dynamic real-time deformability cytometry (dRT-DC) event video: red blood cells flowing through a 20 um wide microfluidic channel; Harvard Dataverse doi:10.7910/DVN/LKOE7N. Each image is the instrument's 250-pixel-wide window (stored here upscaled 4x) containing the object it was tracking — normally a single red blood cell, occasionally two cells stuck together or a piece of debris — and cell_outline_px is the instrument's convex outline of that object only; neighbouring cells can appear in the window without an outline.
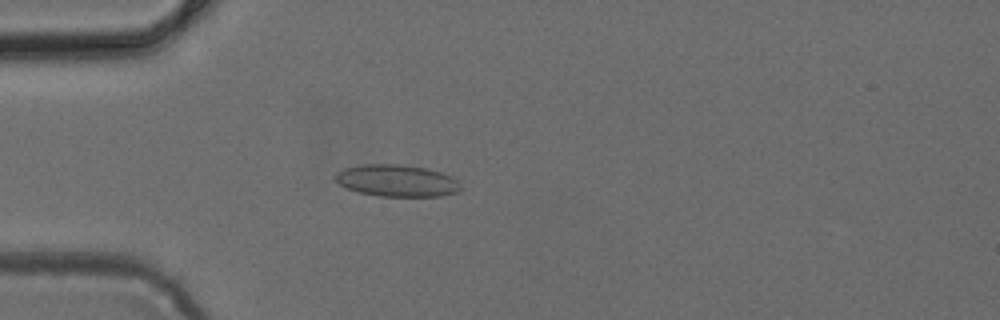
{"species": "common noctule bat (a hibernating species)", "species_latin": "Nyctalus noctula", "temperature_condition": "cold", "stored_images_in_passage": 46, "camera_frame_rate_fps": 3000, "um_per_image_px": 0.085, "animal": {"sex": "female", "body_mass_g": 24.6, "forearm_length_mm": 56.2}, "frame": {"image": 1, "passage_image": 11, "time_ms": 3.333, "image_size_px": [1000, 320], "cell_outline_px": [[460, 188], [456, 192], [440, 196], [380, 196], [360, 192], [348, 188], [340, 184], [332, 176], [336, 172], [344, 168], [360, 164], [400, 164], [424, 168], [440, 172], [452, 176], [460, 184]], "centroid_in_image_um": [33.7, 15.34], "position_along_channel_um": 51.3, "area_um2": 23.18}}
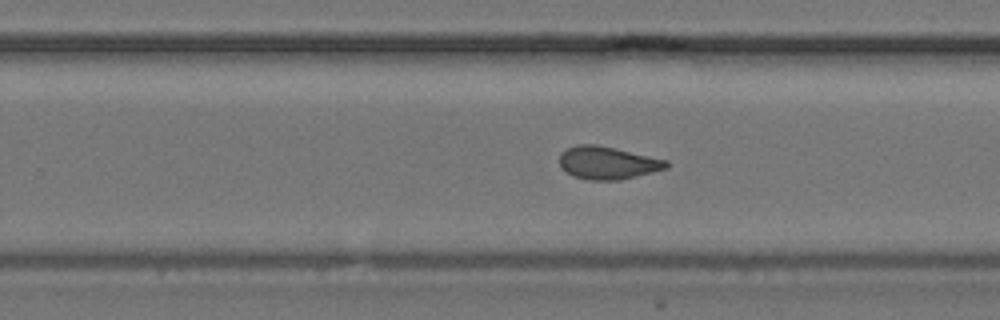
{"frame": {"image": 2, "passage_image": 28, "time_ms": 9.0, "image_size_px": [1000, 320], "cell_outline_px": [[668, 168], [620, 180], [588, 180], [572, 176], [560, 164], [560, 152], [576, 144], [596, 144], [616, 148], [668, 160]], "centroid_in_image_um": [51.65, 13.83], "position_along_channel_um": 278.1, "area_um2": 20.4}}
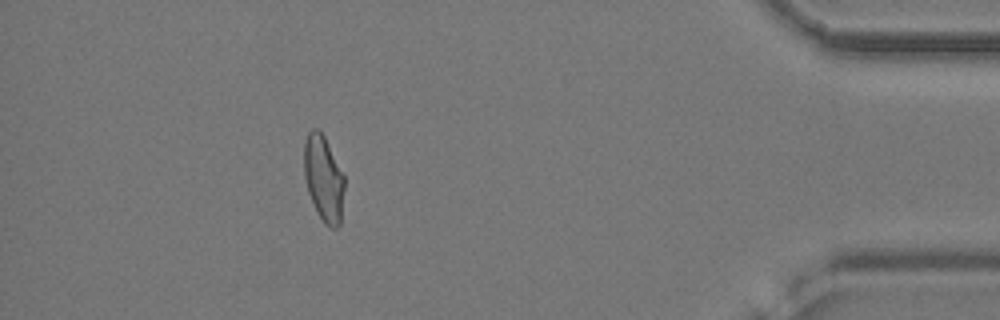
{"frame": {"image": 3, "passage_image": 41, "time_ms": 13.333, "image_size_px": [1000, 320], "cell_outline_px": [[344, 188], [340, 224], [336, 228], [332, 228], [324, 224], [308, 192], [304, 176], [304, 140], [308, 132], [312, 128], [316, 128], [324, 136], [344, 176]], "centroid_in_image_um": [27.49, 15.15], "position_along_channel_um": 407.7, "area_um2": 19.94}}